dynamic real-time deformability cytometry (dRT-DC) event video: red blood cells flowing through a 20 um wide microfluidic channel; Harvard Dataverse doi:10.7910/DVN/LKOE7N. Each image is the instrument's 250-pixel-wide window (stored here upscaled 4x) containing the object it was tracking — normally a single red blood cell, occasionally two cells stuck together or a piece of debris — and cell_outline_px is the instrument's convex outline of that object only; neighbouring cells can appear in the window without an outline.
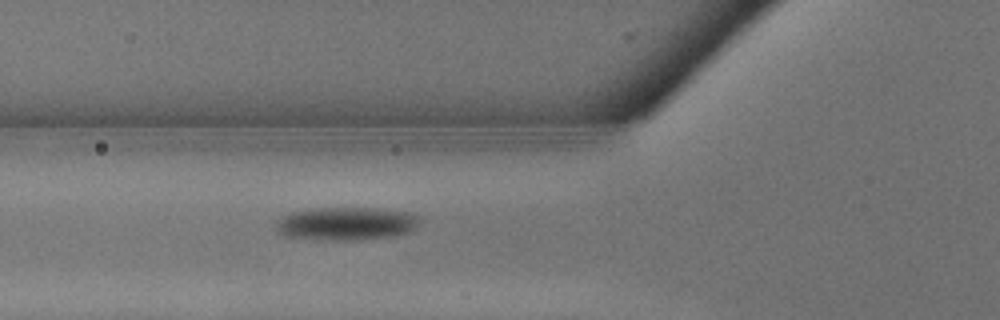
{"species": "common noctule bat (a hibernating species)", "species_latin": "Nyctalus noctula", "temperature_condition": "warm", "stored_images_in_passage": 3, "camera_frame_rate_fps": 3000, "um_per_image_px": 0.085, "animal": {"sex": "male", "body_mass_g": 13.3}, "frame": {"image": 1, "passage_image": 3, "time_ms": 0.667, "image_size_px": [1000, 320], "cell_outline_px": [[420, 220], [408, 232], [384, 236], [336, 240], [320, 240], [284, 236], [276, 228], [276, 220], [292, 212], [320, 208], [376, 208], [408, 212], [416, 216]], "centroid_in_image_um": [29.35, 18.99], "position_along_channel_um": 96.5, "area_um2": 26.93}}